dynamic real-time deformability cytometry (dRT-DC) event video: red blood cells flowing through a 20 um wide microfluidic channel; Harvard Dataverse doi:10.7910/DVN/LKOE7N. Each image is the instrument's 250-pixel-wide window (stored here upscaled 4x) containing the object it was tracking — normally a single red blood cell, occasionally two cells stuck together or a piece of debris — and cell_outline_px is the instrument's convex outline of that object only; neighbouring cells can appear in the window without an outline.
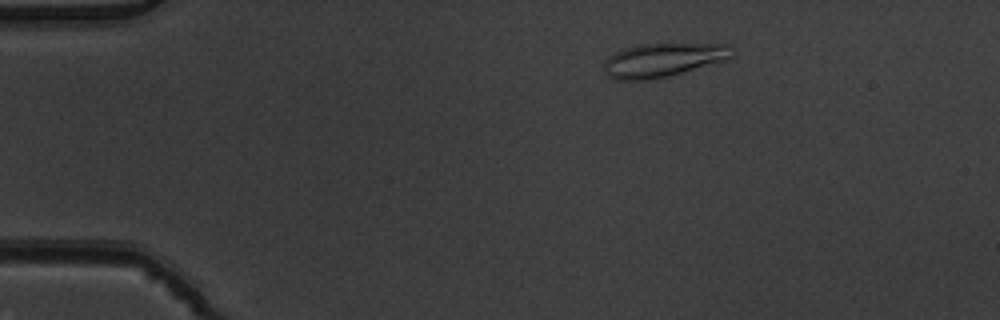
{"species": "common noctule bat (a hibernating species)", "species_latin": "Nyctalus noctula", "temperature_condition": "warm", "stored_images_in_passage": 3, "camera_frame_rate_fps": 3000, "um_per_image_px": 0.085, "animal": {"sex": "male", "body_mass_g": 19.5, "forearm_length_mm": 54.6}, "frame": {"image": 1, "passage_image": 1, "time_ms": 0.0, "image_size_px": [1000, 320], "cell_outline_px": [[732, 56], [724, 60], [668, 76], [644, 80], [616, 80], [608, 76], [604, 72], [604, 60], [608, 56], [624, 48], [640, 44], [732, 44]], "centroid_in_image_um": [56.31, 5.09], "position_along_channel_um": 28.7, "area_um2": 24.97}}